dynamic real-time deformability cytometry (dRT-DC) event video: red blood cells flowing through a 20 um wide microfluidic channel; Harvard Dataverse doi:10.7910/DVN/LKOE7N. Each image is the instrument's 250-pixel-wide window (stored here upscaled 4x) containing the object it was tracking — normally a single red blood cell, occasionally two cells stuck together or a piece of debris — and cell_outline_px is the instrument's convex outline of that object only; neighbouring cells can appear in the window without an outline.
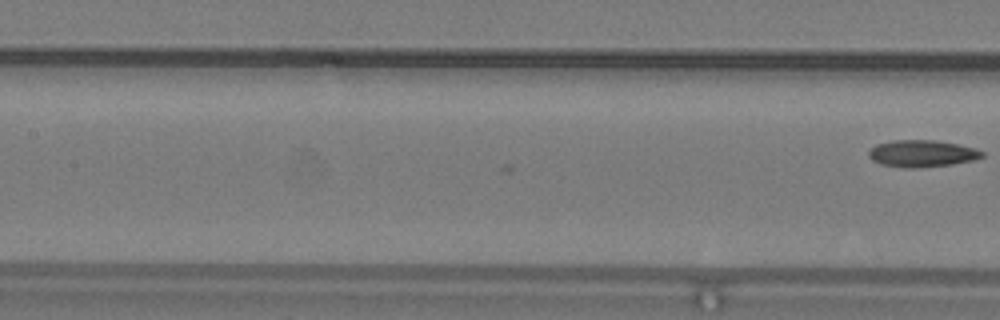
{"species": "common noctule bat (a hibernating species)", "species_latin": "Nyctalus noctula", "temperature_condition": "warm", "stored_images_in_passage": 7, "camera_frame_rate_fps": 3000, "um_per_image_px": 0.085, "animal": {"sex": "male", "body_mass_g": 19.2, "forearm_length_mm": 51.8}, "frame": {"image": 1, "passage_image": 7, "time_ms": 2.0, "image_size_px": [1000, 320], "cell_outline_px": [[984, 156], [972, 160], [952, 164], [916, 168], [904, 168], [880, 164], [872, 160], [868, 156], [868, 152], [876, 144], [896, 140], [936, 140], [976, 148], [984, 152]], "centroid_in_image_um": [78.36, 13.05], "position_along_channel_um": 129.0, "area_um2": 17.74}}